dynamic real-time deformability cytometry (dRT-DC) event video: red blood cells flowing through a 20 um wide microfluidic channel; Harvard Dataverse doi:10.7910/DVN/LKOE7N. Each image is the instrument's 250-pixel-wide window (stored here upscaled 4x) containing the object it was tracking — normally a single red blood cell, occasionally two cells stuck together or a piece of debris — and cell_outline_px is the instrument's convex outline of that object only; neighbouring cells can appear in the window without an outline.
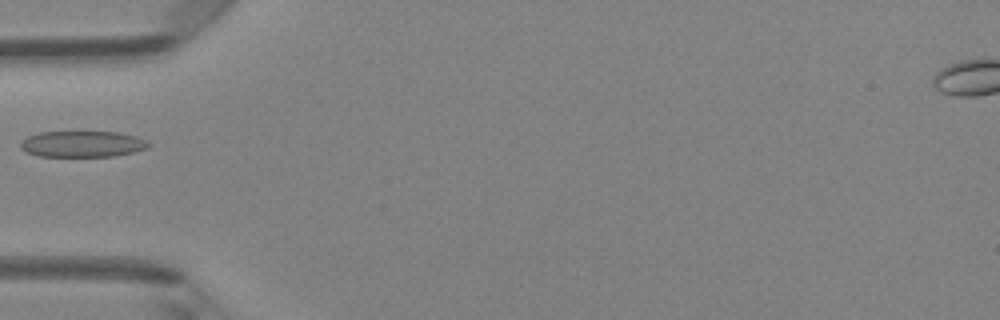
{"species": "Egyptian fruit bat (a non-hibernating species)", "species_latin": "Rousettus aegyptiacus", "temperature_condition": "room temperature", "stored_images_in_passage": 5, "camera_frame_rate_fps": 3000, "um_per_image_px": 0.085, "animal": {"sex": "female"}, "frame": {"image": 1, "passage_image": 5, "time_ms": 1.333, "image_size_px": [1000, 320], "cell_outline_px": [[148, 148], [136, 152], [112, 156], [40, 156], [24, 152], [20, 148], [20, 140], [28, 136], [40, 132], [120, 132], [136, 136], [144, 140], [148, 144]], "centroid_in_image_um": [6.96, 12.24], "position_along_channel_um": 78.0, "area_um2": 19.54}}